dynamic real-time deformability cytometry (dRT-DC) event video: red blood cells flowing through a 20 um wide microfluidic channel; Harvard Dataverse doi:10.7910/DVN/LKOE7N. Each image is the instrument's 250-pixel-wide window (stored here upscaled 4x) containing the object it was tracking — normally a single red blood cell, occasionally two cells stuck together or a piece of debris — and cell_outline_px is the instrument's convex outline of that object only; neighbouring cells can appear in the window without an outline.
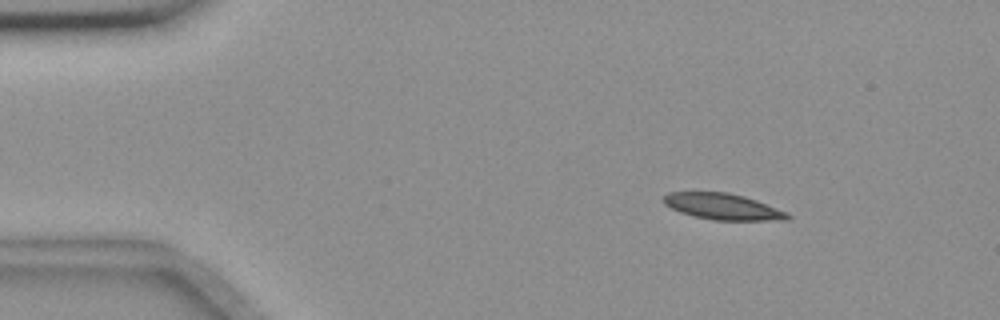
{"species": "common noctule bat (a hibernating species)", "species_latin": "Nyctalus noctula", "temperature_condition": "room temperature", "stored_images_in_passage": 55, "camera_frame_rate_fps": 3000, "um_per_image_px": 0.085, "animal": {"sex": "female", "body_mass_g": 18.4}, "frame": {"image": 1, "passage_image": 8, "time_ms": 2.333, "image_size_px": [1000, 320], "cell_outline_px": [[792, 216], [788, 220], [712, 220], [692, 216], [680, 212], [664, 204], [664, 196], [668, 192], [728, 192], [744, 196], [756, 200], [788, 212]], "centroid_in_image_um": [61.46, 17.56], "position_along_channel_um": 23.5, "area_um2": 18.96}}
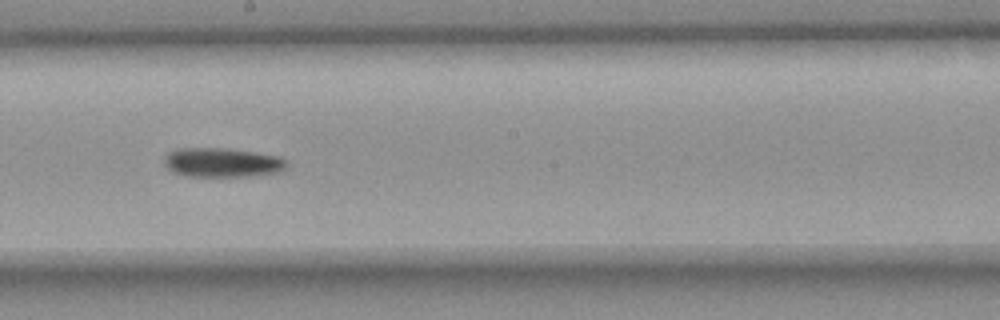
{"frame": {"image": 2, "passage_image": 31, "time_ms": 10.0, "image_size_px": [1000, 320], "cell_outline_px": [[288, 168], [280, 172], [252, 176], [188, 176], [176, 172], [168, 168], [164, 164], [164, 156], [168, 152], [176, 148], [224, 148], [280, 156], [288, 164]], "centroid_in_image_um": [18.91, 13.81], "position_along_channel_um": 229.3, "area_um2": 20.92}}
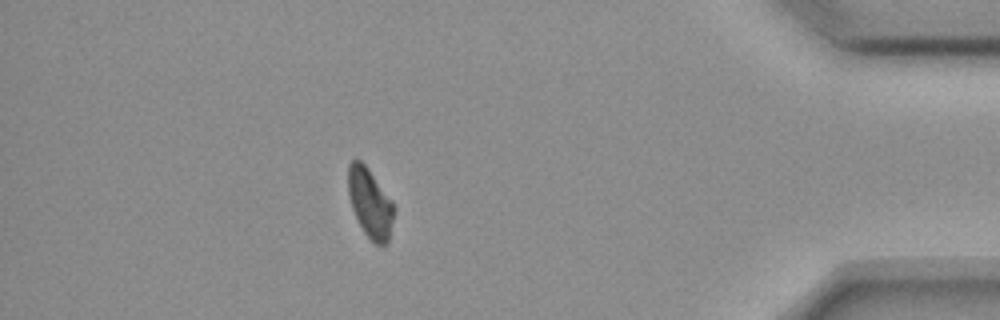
{"frame": {"image": 3, "passage_image": 49, "time_ms": 16.0, "image_size_px": [1000, 320], "cell_outline_px": [[396, 212], [388, 244], [376, 244], [364, 232], [352, 208], [348, 196], [348, 164], [352, 160], [360, 160], [368, 168], [392, 200], [396, 208]], "centroid_in_image_um": [31.49, 17.26], "position_along_channel_um": 403.7, "area_um2": 18.67}, "authors_computed_cell_mechanics": {"area_um2": 19.8254, "velocity_mm_per_s": 3.6481, "shape_relaxation_time_tau1_ms": 5.3735, "shape_relaxation_time_tau2_ms": null, "deformation_change_tau1": 0.1249, "deformation_change_tau2": null}}